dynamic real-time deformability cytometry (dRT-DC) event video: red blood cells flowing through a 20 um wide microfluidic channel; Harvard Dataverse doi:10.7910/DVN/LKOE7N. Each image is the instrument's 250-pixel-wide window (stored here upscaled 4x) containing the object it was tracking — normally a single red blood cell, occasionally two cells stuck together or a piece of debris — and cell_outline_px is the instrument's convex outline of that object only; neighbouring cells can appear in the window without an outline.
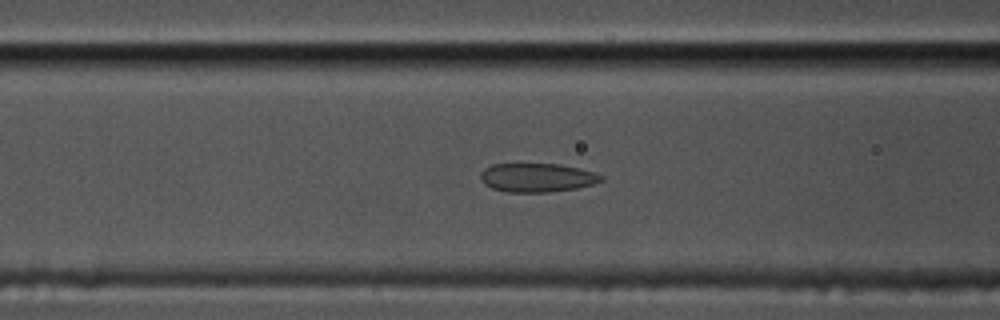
{"species": "common noctule bat (a hibernating species)", "species_latin": "Nyctalus noctula", "temperature_condition": "cold", "stored_images_in_passage": 37, "camera_frame_rate_fps": 3000, "um_per_image_px": 0.085, "animal": {"sex": "male", "body_mass_g": 17.5, "forearm_length_mm": 52.3}, "frame": {"image": 1, "passage_image": 7, "time_ms": 2.0, "image_size_px": [1000, 320], "cell_outline_px": [[604, 180], [592, 184], [576, 188], [548, 192], [508, 192], [492, 188], [484, 184], [480, 180], [480, 172], [484, 168], [492, 164], [560, 164], [596, 172], [604, 176]], "centroid_in_image_um": [45.64, 15.09], "position_along_channel_um": 121.0, "area_um2": 20.35}}
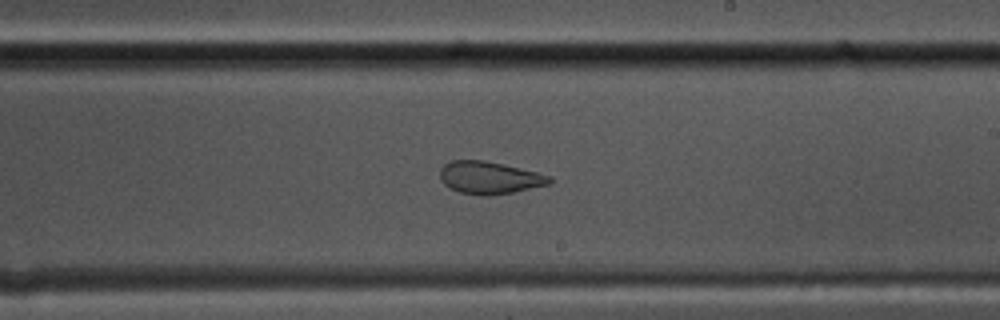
{"frame": {"image": 2, "passage_image": 18, "time_ms": 5.667, "image_size_px": [1000, 320], "cell_outline_px": [[552, 184], [512, 192], [488, 196], [480, 196], [460, 192], [448, 188], [440, 180], [440, 168], [444, 164], [452, 160], [484, 160], [504, 164], [552, 176]], "centroid_in_image_um": [41.59, 15.11], "position_along_channel_um": 247.4, "area_um2": 20.92}}
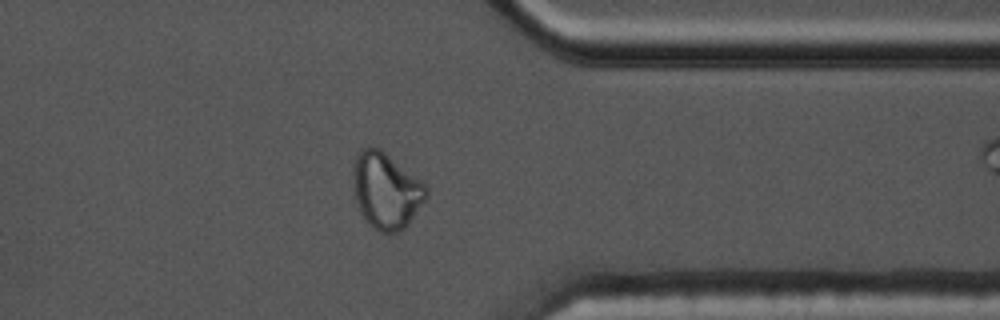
{"frame": {"image": 3, "passage_image": 30, "time_ms": 9.667, "image_size_px": [1000, 320], "cell_outline_px": [[428, 196], [408, 224], [400, 232], [380, 232], [372, 228], [364, 220], [360, 212], [352, 188], [352, 176], [356, 156], [360, 148], [380, 148], [420, 180], [428, 188]], "centroid_in_image_um": [32.8, 16.22], "position_along_channel_um": 378.6, "area_um2": 32.48}, "authors_computed_cell_mechanics": {"area_um2": 21.1548, "velocity_mm_per_s": 3.4539, "shape_relaxation_time_tau1_ms": null, "shape_relaxation_time_tau2_ms": 1.5914, "deformation_change_tau1": null, "deformation_change_tau2": 0.0634}}